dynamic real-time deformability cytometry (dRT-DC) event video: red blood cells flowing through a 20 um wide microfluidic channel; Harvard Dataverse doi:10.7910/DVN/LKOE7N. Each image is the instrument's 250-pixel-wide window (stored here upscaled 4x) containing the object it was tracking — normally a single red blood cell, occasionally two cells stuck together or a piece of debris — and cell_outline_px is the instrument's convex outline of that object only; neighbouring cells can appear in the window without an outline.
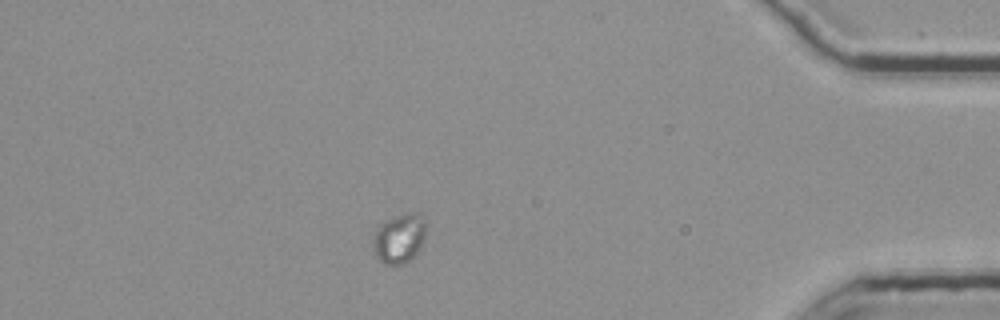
{"species": "common noctule bat (a hibernating species)", "species_latin": "Nyctalus noctula", "temperature_condition": "room temperature", "stored_images_in_passage": 41, "camera_frame_rate_fps": 3000, "um_per_image_px": 0.085, "animal": {"sex": "female", "body_mass_g": 25.1}, "frame": {"image": 1, "passage_image": 35, "time_ms": 11.333, "image_size_px": [1000, 320], "cell_outline_px": [[424, 240], [420, 248], [404, 264], [384, 264], [376, 256], [372, 244], [372, 240], [380, 224], [396, 216], [416, 212], [424, 216]], "centroid_in_image_um": [33.93, 20.27], "position_along_channel_um": 401.3, "area_um2": 14.91}}